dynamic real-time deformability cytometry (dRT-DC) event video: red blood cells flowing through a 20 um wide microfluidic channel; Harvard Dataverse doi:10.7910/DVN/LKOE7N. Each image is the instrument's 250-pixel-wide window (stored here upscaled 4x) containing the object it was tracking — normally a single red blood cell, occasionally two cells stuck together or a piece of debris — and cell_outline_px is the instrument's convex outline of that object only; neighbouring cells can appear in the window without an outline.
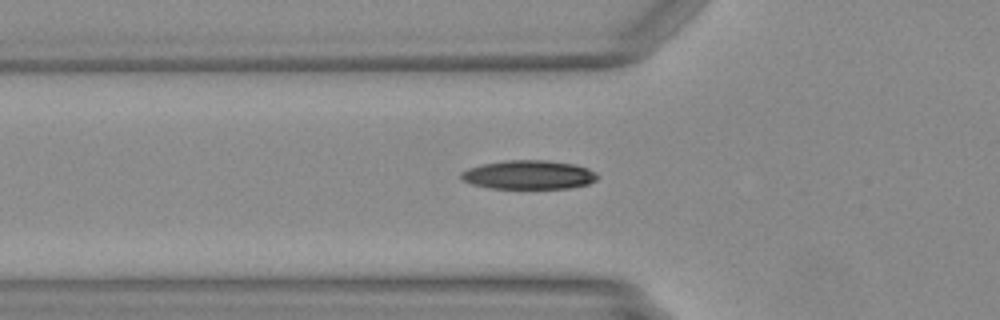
{"species": "Egyptian fruit bat (a non-hibernating species)", "species_latin": "Rousettus aegyptiacus", "temperature_condition": "warm", "stored_images_in_passage": 39, "camera_frame_rate_fps": 3000, "um_per_image_px": 0.085, "animal": {"sex": "female"}, "frame": {"image": 1, "passage_image": 12, "time_ms": 3.667, "image_size_px": [1000, 320], "cell_outline_px": [[600, 176], [596, 180], [588, 184], [572, 188], [492, 188], [472, 184], [464, 180], [460, 176], [460, 172], [468, 168], [484, 164], [508, 160], [548, 160], [572, 164], [588, 168], [596, 172]], "centroid_in_image_um": [44.98, 14.86], "position_along_channel_um": 80.8, "area_um2": 22.89}}